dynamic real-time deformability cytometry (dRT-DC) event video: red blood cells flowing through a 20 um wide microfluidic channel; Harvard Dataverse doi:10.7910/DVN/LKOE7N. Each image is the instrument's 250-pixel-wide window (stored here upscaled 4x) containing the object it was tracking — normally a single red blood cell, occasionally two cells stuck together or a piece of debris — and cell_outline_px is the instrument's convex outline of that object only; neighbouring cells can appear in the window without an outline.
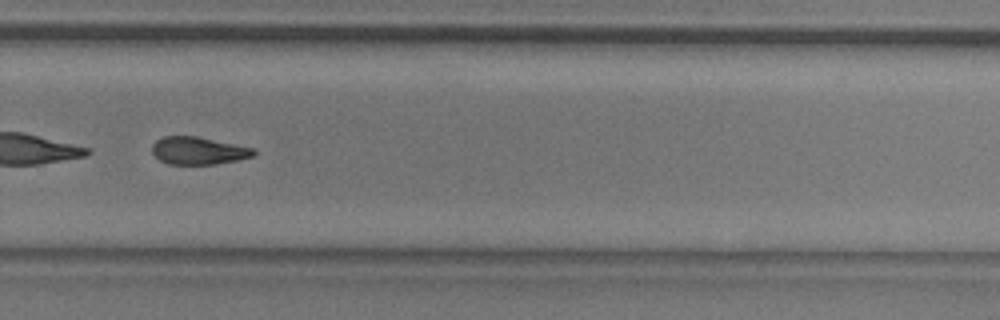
{"species": "common noctule bat (a hibernating species)", "species_latin": "Nyctalus noctula", "temperature_condition": "room temperature", "stored_images_in_passage": 40, "camera_frame_rate_fps": 3000, "um_per_image_px": 0.085, "animal": {"sex": "male", "body_mass_g": 20.5, "forearm_length_mm": 52.5}, "frame": {"image": 1, "passage_image": 34, "time_ms": 11.0, "image_size_px": [1000, 320], "cell_outline_px": [[256, 156], [216, 164], [168, 164], [160, 160], [152, 152], [152, 144], [156, 140], [164, 136], [196, 136], [252, 148], [256, 152]], "centroid_in_image_um": [16.84, 12.81], "position_along_channel_um": 313.0, "area_um2": 16.18}, "authors_computed_cell_mechanics": {"area_um2": 17.8313, "velocity_mm_per_s": 3.8676, "shape_relaxation_time_tau1_ms": 6.7462, "shape_relaxation_time_tau2_ms": 3.9274, "deformation_change_tau1": 0.1567, "deformation_change_tau2": 0.113}}